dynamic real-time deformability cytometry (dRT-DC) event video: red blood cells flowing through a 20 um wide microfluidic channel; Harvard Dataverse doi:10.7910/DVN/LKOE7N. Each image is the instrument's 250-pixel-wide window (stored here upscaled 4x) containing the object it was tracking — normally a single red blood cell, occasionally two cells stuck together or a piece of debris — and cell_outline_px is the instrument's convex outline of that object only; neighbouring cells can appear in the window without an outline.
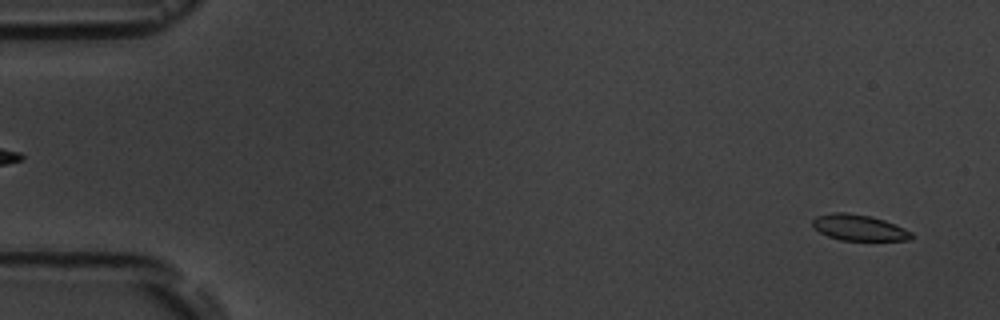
{"species": "common noctule bat (a hibernating species)", "species_latin": "Nyctalus noctula", "temperature_condition": "room temperature", "stored_images_in_passage": 6, "camera_frame_rate_fps": 3000, "um_per_image_px": 0.085, "animal": {"sex": "male", "body_mass_g": 19.5, "forearm_length_mm": 54.6}, "frame": {"image": 1, "passage_image": 1, "time_ms": 0.0, "image_size_px": [1000, 320], "cell_outline_px": [[912, 240], [840, 240], [828, 236], [820, 232], [812, 224], [812, 220], [816, 216], [832, 212], [844, 212], [872, 216], [884, 220], [904, 228], [912, 232]], "centroid_in_image_um": [73.01, 19.34], "position_along_channel_um": 12.0, "area_um2": 14.91}}